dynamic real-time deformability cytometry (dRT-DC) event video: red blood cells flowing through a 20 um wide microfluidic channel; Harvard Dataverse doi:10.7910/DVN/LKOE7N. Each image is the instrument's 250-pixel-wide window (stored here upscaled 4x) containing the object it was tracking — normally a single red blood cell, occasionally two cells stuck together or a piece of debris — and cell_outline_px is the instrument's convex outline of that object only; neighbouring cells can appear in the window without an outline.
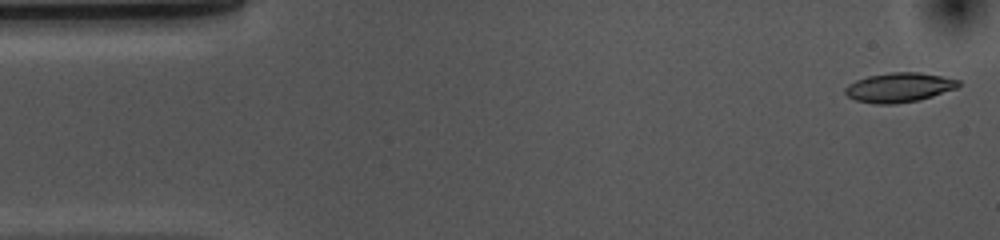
{"species": "common noctule bat (a hibernating species)", "species_latin": "Nyctalus noctula", "temperature_condition": "cold", "stored_images_in_passage": 54, "camera_frame_rate_fps": 3000, "um_per_image_px": 0.085, "animal": {"sex": "female", "body_mass_g": 10.0, "forearm_length_mm": 53.1}, "frame": {"image": 1, "passage_image": 1, "time_ms": 0.0, "image_size_px": [1000, 240], "cell_outline_px": [[960, 84], [956, 88], [920, 100], [896, 104], [876, 104], [856, 100], [848, 96], [844, 92], [844, 88], [848, 84], [856, 80], [868, 76], [892, 72], [916, 72], [940, 76], [960, 80]], "centroid_in_image_um": [76.4, 7.44], "position_along_channel_um": 8.6, "area_um2": 19.36}}
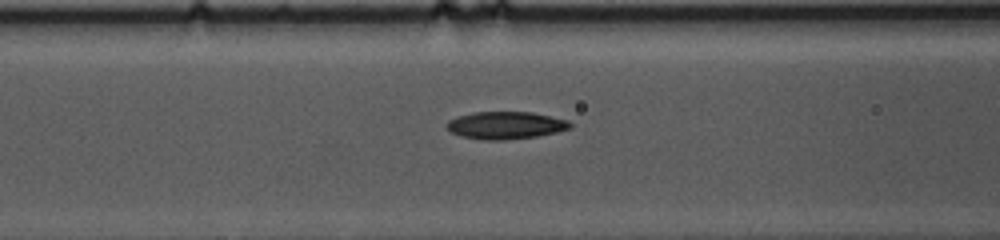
{"frame": {"image": 2, "passage_image": 19, "time_ms": 6.0, "image_size_px": [1000, 240], "cell_outline_px": [[572, 128], [556, 132], [536, 136], [504, 140], [480, 140], [460, 136], [448, 132], [444, 124], [448, 120], [456, 116], [472, 112], [532, 112], [568, 120], [572, 124]], "centroid_in_image_um": [42.9, 10.65], "position_along_channel_um": 123.7, "area_um2": 20.06}}
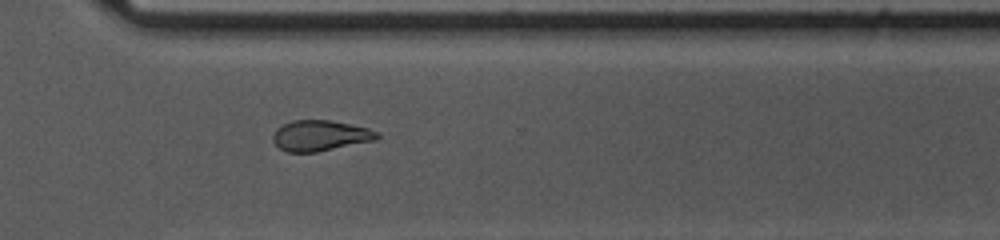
{"frame": {"image": 3, "passage_image": 37, "time_ms": 12.0, "image_size_px": [1000, 240], "cell_outline_px": [[380, 136], [376, 140], [316, 152], [288, 152], [280, 148], [272, 140], [272, 136], [276, 128], [292, 120], [332, 120], [368, 128], [380, 132]], "centroid_in_image_um": [27.23, 11.52], "position_along_channel_um": 343.4, "area_um2": 18.67}, "authors_computed_cell_mechanics": {"area_um2": 19.5364, "velocity_mm_per_s": 3.6713, "shape_relaxation_time_tau1_ms": 4.5011, "shape_relaxation_time_tau2_ms": 6.0638, "deformation_change_tau1": 0.1338, "deformation_change_tau2": 0.1309}}